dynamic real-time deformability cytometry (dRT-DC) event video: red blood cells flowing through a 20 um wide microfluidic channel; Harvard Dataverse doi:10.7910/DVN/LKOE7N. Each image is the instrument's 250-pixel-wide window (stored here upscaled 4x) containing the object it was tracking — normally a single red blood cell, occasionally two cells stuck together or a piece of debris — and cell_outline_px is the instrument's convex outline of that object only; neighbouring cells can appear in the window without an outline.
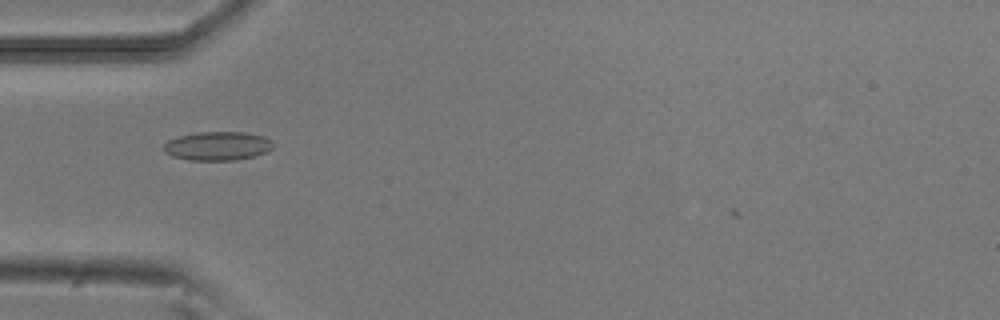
{"species": "common noctule bat (a hibernating species)", "species_latin": "Nyctalus noctula", "temperature_condition": "room temperature", "stored_images_in_passage": 7, "camera_frame_rate_fps": 3000, "um_per_image_px": 0.085, "animal": {"sex": "male", "body_mass_g": 20.5, "forearm_length_mm": 52.5}, "frame": {"image": 1, "passage_image": 6, "time_ms": 1.667, "image_size_px": [1000, 320], "cell_outline_px": [[276, 144], [268, 152], [256, 156], [236, 160], [192, 160], [172, 156], [164, 152], [164, 144], [168, 140], [180, 136], [196, 132], [244, 132], [264, 136], [272, 140]], "centroid_in_image_um": [18.55, 12.41], "position_along_channel_um": 66.4, "area_um2": 18.55}}